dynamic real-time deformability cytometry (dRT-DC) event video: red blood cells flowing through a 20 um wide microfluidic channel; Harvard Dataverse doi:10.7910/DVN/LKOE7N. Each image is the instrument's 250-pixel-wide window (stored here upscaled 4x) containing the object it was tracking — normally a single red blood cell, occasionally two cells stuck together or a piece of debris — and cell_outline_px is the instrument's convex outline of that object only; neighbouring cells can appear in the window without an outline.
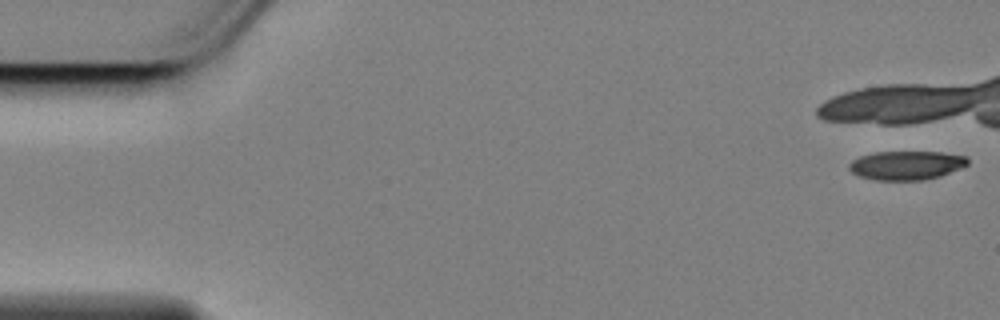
{"species": "Egyptian fruit bat (a non-hibernating species)", "species_latin": "Rousettus aegyptiacus", "temperature_condition": "cold", "stored_images_in_passage": 5, "camera_frame_rate_fps": 3000, "um_per_image_px": 0.085, "animal": {"sex": "female"}, "frame": {"image": 1, "passage_image": 1, "time_ms": 0.0, "image_size_px": [1000, 320], "cell_outline_px": [[968, 164], [960, 168], [940, 176], [924, 180], [876, 180], [856, 176], [848, 168], [848, 164], [852, 160], [860, 156], [876, 152], [940, 152], [968, 156]], "centroid_in_image_um": [77.02, 14.05], "position_along_channel_um": 8.0, "area_um2": 20.06}}